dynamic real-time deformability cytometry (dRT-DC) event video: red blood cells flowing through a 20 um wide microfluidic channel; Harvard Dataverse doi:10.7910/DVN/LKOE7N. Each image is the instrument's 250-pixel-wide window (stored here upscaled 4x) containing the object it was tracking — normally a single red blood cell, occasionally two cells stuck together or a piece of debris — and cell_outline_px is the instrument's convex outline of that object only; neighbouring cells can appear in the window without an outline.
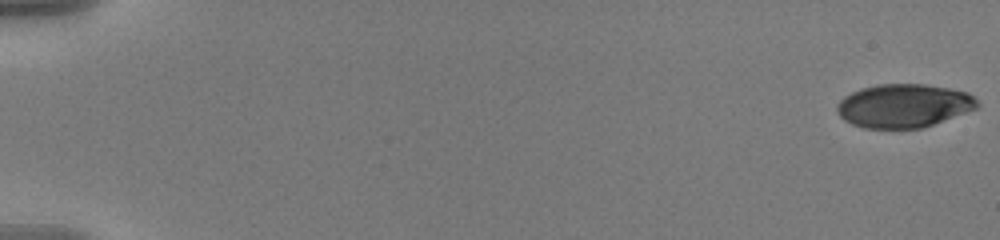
{"species": "human", "species_latin": "Homo sapiens", "temperature_condition": "warm", "stored_images_in_passage": 57, "camera_frame_rate_fps": 3000, "um_per_image_px": 0.085, "donor": {"sex": "male"}, "frame": {"image": 1, "passage_image": 1, "time_ms": 0.0, "image_size_px": [1000, 240], "cell_outline_px": [[980, 104], [976, 108], [924, 128], [864, 128], [852, 124], [844, 120], [840, 116], [836, 108], [836, 104], [844, 96], [860, 88], [876, 84], [924, 84], [948, 88], [968, 92]], "centroid_in_image_um": [76.79, 8.98], "position_along_channel_um": 8.2, "area_um2": 35.6}}
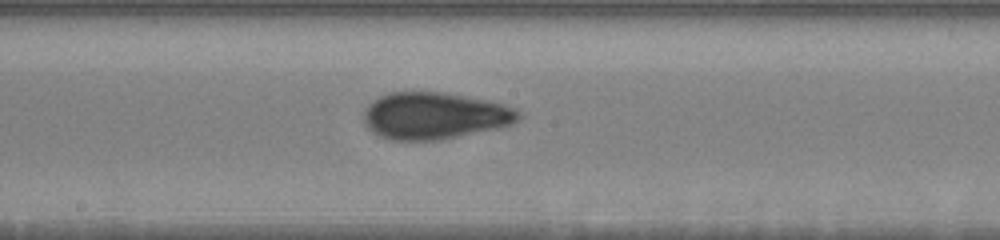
{"frame": {"image": 2, "passage_image": 33, "time_ms": 10.667, "image_size_px": [1000, 240], "cell_outline_px": [[520, 116], [512, 124], [496, 128], [440, 140], [388, 140], [372, 132], [364, 124], [364, 108], [372, 100], [388, 92], [444, 92], [492, 100], [504, 104], [520, 112]], "centroid_in_image_um": [36.9, 9.83], "position_along_channel_um": 211.3, "area_um2": 42.48}}
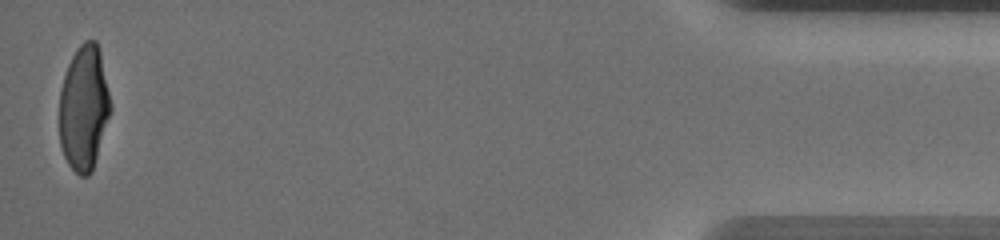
{"frame": {"image": 3, "passage_image": 57, "time_ms": 18.667, "image_size_px": [1000, 240], "cell_outline_px": [[112, 108], [92, 172], [88, 176], [80, 176], [68, 164], [64, 156], [60, 144], [60, 92], [64, 76], [68, 64], [76, 48], [84, 40], [96, 40], [100, 52], [112, 104]], "centroid_in_image_um": [7.14, 9.17], "position_along_channel_um": 428.1, "area_um2": 37.34}, "authors_computed_cell_mechanics": {"area_um2": 39.0728, "velocity_mm_per_s": 3.6378, "shape_relaxation_time_tau1_ms": 6.5464, "shape_relaxation_time_tau2_ms": 1.1564, "deformation_change_tau1": 0.2359, "deformation_change_tau2": 0.0622}}